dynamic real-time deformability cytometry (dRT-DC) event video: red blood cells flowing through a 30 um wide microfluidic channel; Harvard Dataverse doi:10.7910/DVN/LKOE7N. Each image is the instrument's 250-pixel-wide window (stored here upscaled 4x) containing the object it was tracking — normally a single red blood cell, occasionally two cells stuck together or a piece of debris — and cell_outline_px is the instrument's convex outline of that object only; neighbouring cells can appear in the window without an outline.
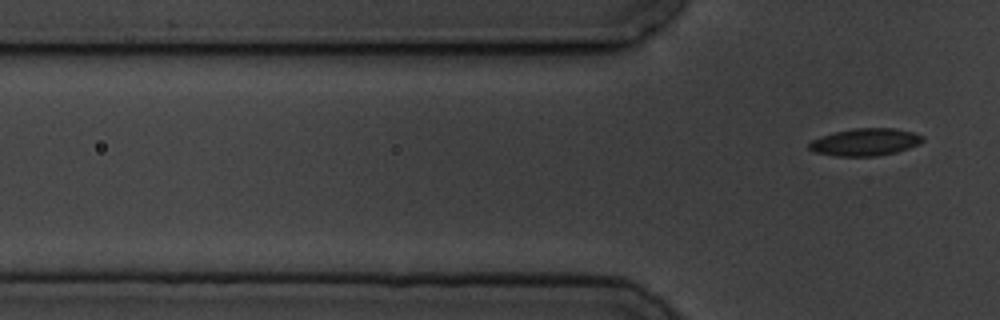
{"species": "common noctule bat (a hibernating species)", "species_latin": "Nyctalus noctula", "temperature_condition": "cold", "stored_images_in_passage": 7, "segment_of_instrument_passage": [2, 2], "camera_frame_rate_fps": 3000, "um_per_image_px": 0.085, "animal": {"sex": "male", "body_mass_g": 19.5, "forearm_length_mm": 54.6}, "frame": {"image": 1, "passage_image": 7, "time_ms": 8.0, "image_size_px": [1000, 320], "cell_outline_px": [[924, 140], [920, 144], [896, 152], [876, 156], [836, 156], [812, 152], [808, 148], [808, 144], [812, 140], [820, 136], [836, 132], [856, 128], [892, 128], [912, 132], [924, 136]], "centroid_in_image_um": [73.53, 12.08], "position_along_channel_um": 52.3, "area_um2": 18.09}}